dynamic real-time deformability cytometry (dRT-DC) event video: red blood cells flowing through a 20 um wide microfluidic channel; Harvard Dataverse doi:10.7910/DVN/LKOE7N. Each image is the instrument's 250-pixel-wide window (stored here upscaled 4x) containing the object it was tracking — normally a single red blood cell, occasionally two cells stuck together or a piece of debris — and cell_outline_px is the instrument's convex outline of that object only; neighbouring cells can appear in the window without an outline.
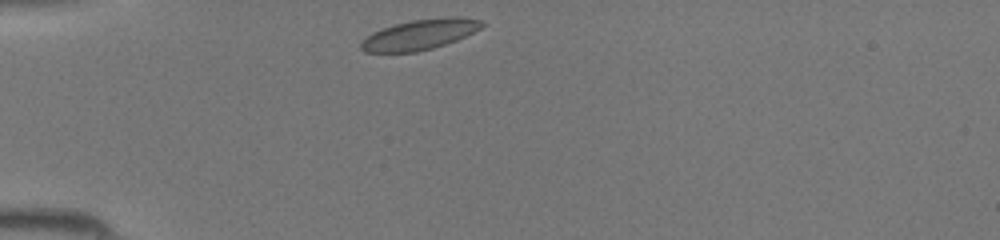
{"species": "common noctule bat (a hibernating species)", "species_latin": "Nyctalus noctula", "temperature_condition": "room temperature", "stored_images_in_passage": 33, "camera_frame_rate_fps": 3000, "um_per_image_px": 0.085, "animal": {"sex": "female", "body_mass_g": 19.5, "forearm_length_mm": 54.1}, "frame": {"image": 1, "passage_image": 1, "time_ms": 0.0, "image_size_px": [1000, 240], "cell_outline_px": [[484, 24], [480, 28], [456, 40], [432, 48], [416, 52], [364, 52], [360, 48], [360, 44], [372, 32], [396, 24], [412, 20], [480, 20]], "centroid_in_image_um": [35.53, 3.01], "position_along_channel_um": 49.5, "area_um2": 19.88}}
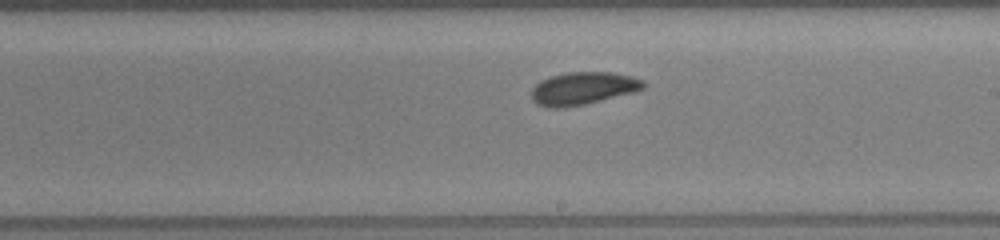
{"frame": {"image": 2, "passage_image": 15, "time_ms": 4.667, "image_size_px": [1000, 240], "cell_outline_px": [[648, 84], [644, 88], [636, 92], [584, 104], [564, 108], [552, 108], [536, 104], [532, 100], [532, 88], [540, 80], [552, 76], [568, 72], [612, 72], [632, 76], [644, 80]], "centroid_in_image_um": [49.59, 7.51], "position_along_channel_um": 239.4, "area_um2": 21.5}}
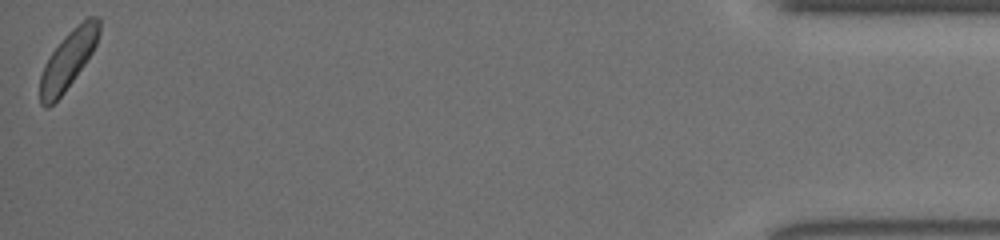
{"frame": {"image": 3, "passage_image": 33, "time_ms": 10.667, "image_size_px": [1000, 240], "cell_outline_px": [[100, 32], [96, 44], [92, 52], [84, 64], [64, 92], [48, 108], [44, 108], [40, 104], [40, 76], [44, 64], [52, 52], [68, 32], [88, 16], [100, 16]], "centroid_in_image_um": [5.79, 5.07], "position_along_channel_um": 429.4, "area_um2": 19.77}}